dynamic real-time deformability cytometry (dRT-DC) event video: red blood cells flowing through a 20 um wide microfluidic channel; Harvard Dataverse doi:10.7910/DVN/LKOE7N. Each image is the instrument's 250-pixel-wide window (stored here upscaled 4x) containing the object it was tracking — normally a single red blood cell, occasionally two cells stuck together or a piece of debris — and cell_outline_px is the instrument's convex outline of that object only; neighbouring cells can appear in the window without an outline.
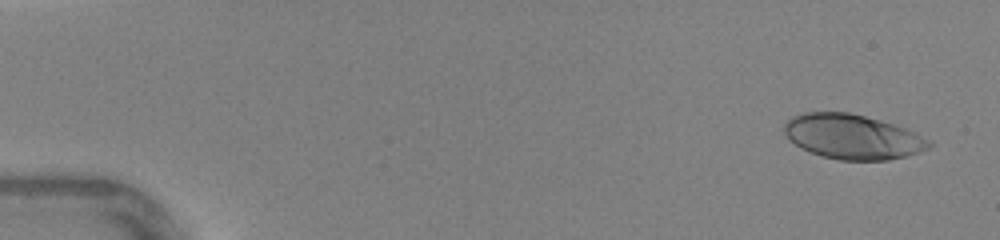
{"species": "human", "species_latin": "Homo sapiens", "temperature_condition": "warm", "stored_images_in_passage": 46, "camera_frame_rate_fps": 3000, "um_per_image_px": 0.085, "donor": {"sex": "female"}, "frame": {"image": 1, "passage_image": 2, "time_ms": 0.333, "image_size_px": [1000, 240], "cell_outline_px": [[932, 144], [928, 148], [908, 156], [888, 160], [840, 160], [820, 156], [800, 148], [788, 140], [784, 132], [784, 124], [792, 116], [804, 112], [848, 112], [880, 120], [916, 132], [928, 140]], "centroid_in_image_um": [72.42, 11.63], "position_along_channel_um": 12.6, "area_um2": 37.8}}
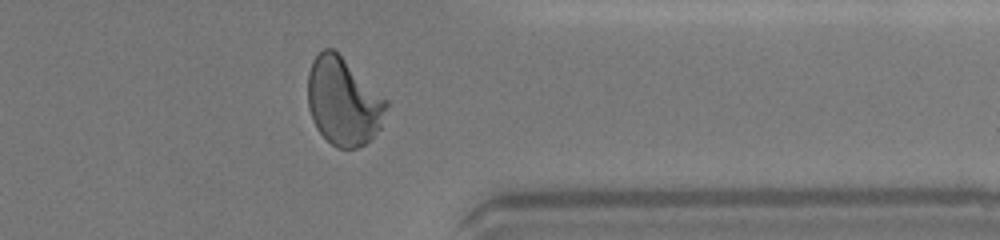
{"frame": {"image": 2, "passage_image": 37, "time_ms": 12.0, "image_size_px": [1000, 240], "cell_outline_px": [[388, 104], [380, 128], [364, 144], [356, 148], [336, 148], [316, 128], [312, 120], [308, 108], [308, 72], [312, 60], [324, 48], [332, 48], [388, 100]], "centroid_in_image_um": [29.16, 8.63], "position_along_channel_um": 382.2, "area_um2": 39.77}}
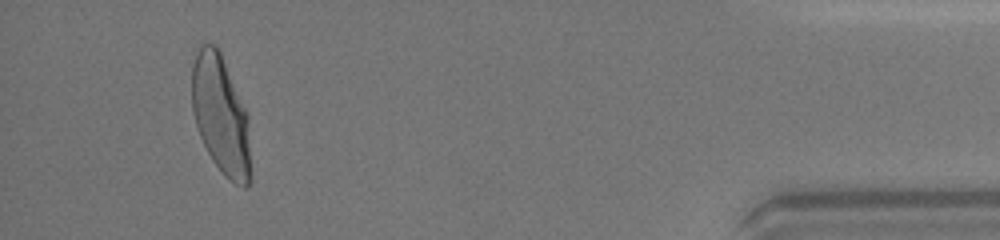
{"frame": {"image": 3, "passage_image": 43, "time_ms": 14.0, "image_size_px": [1000, 240], "cell_outline_px": [[252, 180], [244, 188], [228, 180], [224, 176], [212, 160], [200, 136], [192, 112], [192, 64], [196, 52], [204, 44], [216, 44], [220, 52], [248, 112]], "centroid_in_image_um": [18.8, 9.83], "position_along_channel_um": 416.4, "area_um2": 41.15}, "authors_computed_cell_mechanics": {"area_um2": 38.6682, "velocity_mm_per_s": 4.3949, "shape_relaxation_time_tau1_ms": 3.3391, "shape_relaxation_time_tau2_ms": null, "deformation_change_tau1": 0.1975, "deformation_change_tau2": null}}